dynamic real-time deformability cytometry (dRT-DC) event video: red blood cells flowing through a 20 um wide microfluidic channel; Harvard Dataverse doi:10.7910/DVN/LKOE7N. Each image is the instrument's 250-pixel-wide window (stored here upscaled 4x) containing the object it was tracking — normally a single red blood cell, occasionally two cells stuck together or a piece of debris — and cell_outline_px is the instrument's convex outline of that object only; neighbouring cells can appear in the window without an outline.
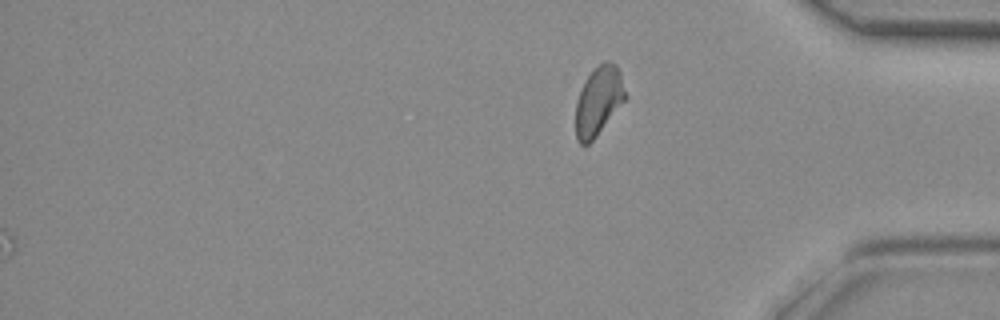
{"species": "common noctule bat (a hibernating species)", "species_latin": "Nyctalus noctula", "temperature_condition": "room temperature", "stored_images_in_passage": 37, "camera_frame_rate_fps": 3000, "um_per_image_px": 0.085, "animal": {"sex": "female", "body_mass_g": 29.2, "forearm_length_mm": 56.3}, "frame": {"image": 1, "passage_image": 37, "time_ms": 12.0, "image_size_px": [1000, 320], "cell_outline_px": [[628, 96], [596, 136], [588, 144], [580, 144], [576, 140], [576, 104], [584, 80], [592, 68], [604, 60], [608, 60], [616, 64], [620, 72]], "centroid_in_image_um": [50.89, 8.52], "position_along_channel_um": 384.3, "area_um2": 20.06}}